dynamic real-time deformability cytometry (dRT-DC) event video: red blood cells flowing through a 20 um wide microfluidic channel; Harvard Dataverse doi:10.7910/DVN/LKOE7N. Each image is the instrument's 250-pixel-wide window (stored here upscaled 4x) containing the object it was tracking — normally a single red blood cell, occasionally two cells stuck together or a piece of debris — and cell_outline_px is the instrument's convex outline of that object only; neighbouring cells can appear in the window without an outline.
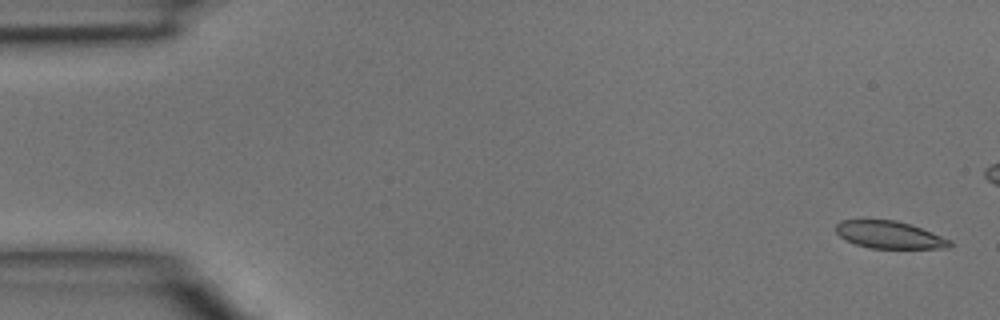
{"species": "common noctule bat (a hibernating species)", "species_latin": "Nyctalus noctula", "temperature_condition": "room temperature", "stored_images_in_passage": 4, "camera_frame_rate_fps": 3000, "um_per_image_px": 0.085, "animal": {"sex": "male", "body_mass_g": 15.6}, "frame": {"image": 1, "passage_image": 1, "time_ms": 0.0, "image_size_px": [1000, 320], "cell_outline_px": [[952, 244], [948, 248], [868, 248], [844, 240], [836, 232], [836, 224], [840, 220], [896, 220], [932, 232], [952, 240]], "centroid_in_image_um": [75.58, 19.96], "position_along_channel_um": 9.4, "area_um2": 18.09}}